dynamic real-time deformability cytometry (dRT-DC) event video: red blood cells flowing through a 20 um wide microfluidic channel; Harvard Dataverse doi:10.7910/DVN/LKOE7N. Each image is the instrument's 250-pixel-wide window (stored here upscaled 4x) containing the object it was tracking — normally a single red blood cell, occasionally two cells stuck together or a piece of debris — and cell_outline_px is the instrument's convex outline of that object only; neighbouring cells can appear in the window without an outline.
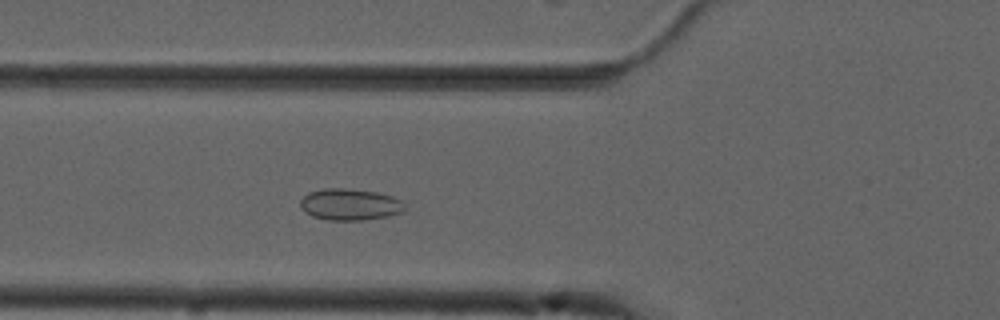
{"species": "common noctule bat (a hibernating species)", "species_latin": "Nyctalus noctula", "temperature_condition": "cold", "stored_images_in_passage": 50, "camera_frame_rate_fps": 3000, "um_per_image_px": 0.085, "animal": {"sex": "male", "forearm_length_mm": 52.5}, "frame": {"image": 1, "passage_image": 15, "time_ms": 4.667, "image_size_px": [1000, 320], "cell_outline_px": [[404, 208], [400, 212], [388, 216], [364, 220], [328, 220], [312, 216], [304, 212], [300, 208], [300, 200], [308, 192], [324, 188], [348, 188], [376, 192], [392, 196], [400, 200], [404, 204]], "centroid_in_image_um": [29.69, 17.37], "position_along_channel_um": 96.1, "area_um2": 19.25}}
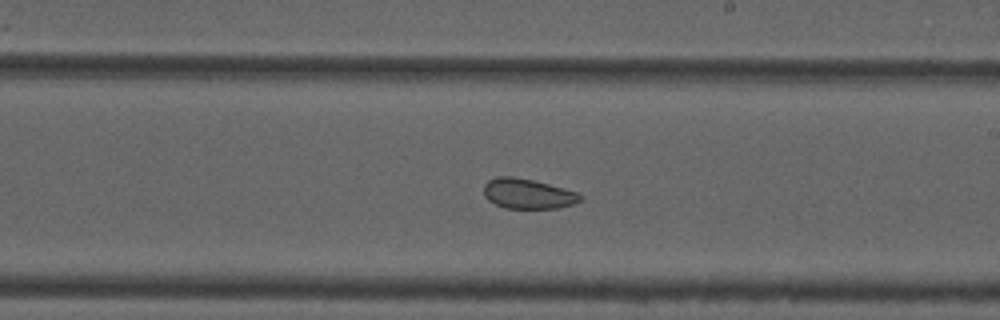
{"frame": {"image": 2, "passage_image": 27, "time_ms": 8.667, "image_size_px": [1000, 320], "cell_outline_px": [[584, 196], [580, 200], [572, 204], [556, 208], [504, 208], [488, 200], [484, 196], [484, 184], [488, 180], [496, 176], [512, 176], [532, 180], [580, 192]], "centroid_in_image_um": [44.86, 16.46], "position_along_channel_um": 244.1, "area_um2": 16.94}}
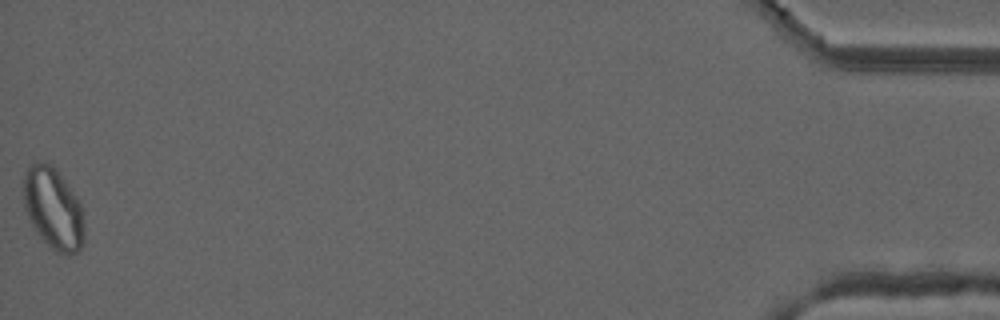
{"frame": {"image": 3, "passage_image": 50, "time_ms": 16.333, "image_size_px": [1000, 320], "cell_outline_px": [[84, 244], [76, 252], [68, 256], [56, 252], [36, 232], [24, 208], [24, 176], [28, 168], [32, 164], [52, 164], [56, 168], [76, 196], [80, 204], [84, 228]], "centroid_in_image_um": [4.55, 17.76], "position_along_channel_um": 430.7, "area_um2": 28.5}, "authors_computed_cell_mechanics": {"area_um2": 20.4323, "velocity_mm_per_s": 3.699, "shape_relaxation_time_tau1_ms": null, "shape_relaxation_time_tau2_ms": 1.3861, "deformation_change_tau1": null, "deformation_change_tau2": 0.0492}}